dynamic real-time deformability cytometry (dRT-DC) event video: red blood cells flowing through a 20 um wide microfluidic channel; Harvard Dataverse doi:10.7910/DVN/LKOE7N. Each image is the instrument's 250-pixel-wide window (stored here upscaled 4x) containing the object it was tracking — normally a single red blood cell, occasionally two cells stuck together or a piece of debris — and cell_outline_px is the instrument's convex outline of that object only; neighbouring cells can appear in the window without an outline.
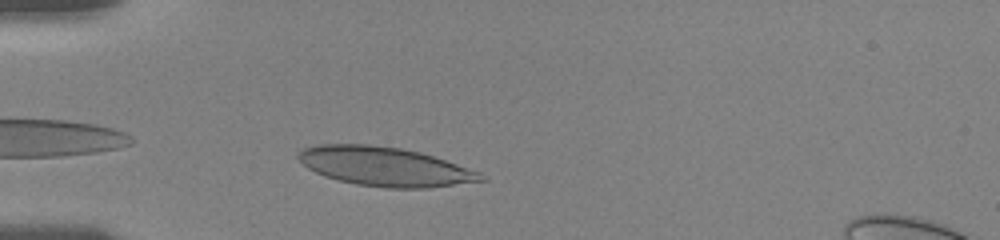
{"species": "human", "species_latin": "Homo sapiens", "temperature_condition": "room temperature", "stored_images_in_passage": 3, "camera_frame_rate_fps": 3000, "um_per_image_px": 0.085, "donor": {"sex": "female"}, "frame": {"image": 1, "passage_image": 1, "time_ms": 0.0, "image_size_px": [1000, 240], "cell_outline_px": [[488, 180], [428, 188], [388, 188], [356, 184], [324, 176], [308, 168], [296, 156], [296, 152], [300, 148], [316, 144], [372, 144], [400, 148], [420, 152], [480, 172]], "centroid_in_image_um": [32.67, 14.14], "position_along_channel_um": 52.3, "area_um2": 41.56}}
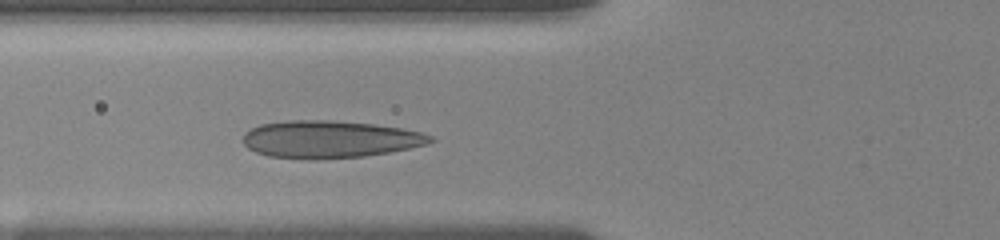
{"frame": {"image": 2, "passage_image": 3, "time_ms": 1.667, "image_size_px": [1000, 240], "cell_outline_px": [[436, 140], [428, 144], [388, 152], [364, 156], [268, 156], [256, 152], [248, 148], [244, 144], [244, 132], [260, 124], [288, 120], [328, 120], [372, 124], [400, 128], [420, 132], [432, 136]], "centroid_in_image_um": [28.05, 11.79], "position_along_channel_um": 97.8, "area_um2": 39.3}}